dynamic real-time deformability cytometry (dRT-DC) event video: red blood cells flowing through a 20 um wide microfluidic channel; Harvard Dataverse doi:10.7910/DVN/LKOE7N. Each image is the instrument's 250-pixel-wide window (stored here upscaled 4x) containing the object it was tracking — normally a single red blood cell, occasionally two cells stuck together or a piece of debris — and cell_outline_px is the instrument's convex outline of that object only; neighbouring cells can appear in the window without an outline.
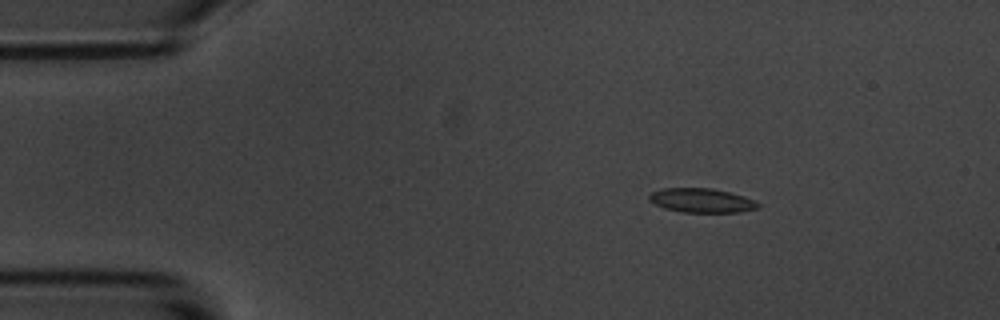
{"species": "common noctule bat (a hibernating species)", "species_latin": "Nyctalus noctula", "temperature_condition": "room temperature", "stored_images_in_passage": 4, "camera_frame_rate_fps": 3000, "um_per_image_px": 0.085, "animal": {"sex": "male", "body_mass_g": 20.1, "forearm_length_mm": 53.5}, "frame": {"image": 1, "passage_image": 2, "time_ms": 1.0, "image_size_px": [1000, 320], "cell_outline_px": [[760, 204], [756, 208], [740, 212], [684, 212], [664, 208], [648, 200], [648, 196], [652, 192], [664, 188], [712, 188], [744, 196], [756, 200]], "centroid_in_image_um": [59.64, 17.03], "position_along_channel_um": 25.4, "area_um2": 15.26}}